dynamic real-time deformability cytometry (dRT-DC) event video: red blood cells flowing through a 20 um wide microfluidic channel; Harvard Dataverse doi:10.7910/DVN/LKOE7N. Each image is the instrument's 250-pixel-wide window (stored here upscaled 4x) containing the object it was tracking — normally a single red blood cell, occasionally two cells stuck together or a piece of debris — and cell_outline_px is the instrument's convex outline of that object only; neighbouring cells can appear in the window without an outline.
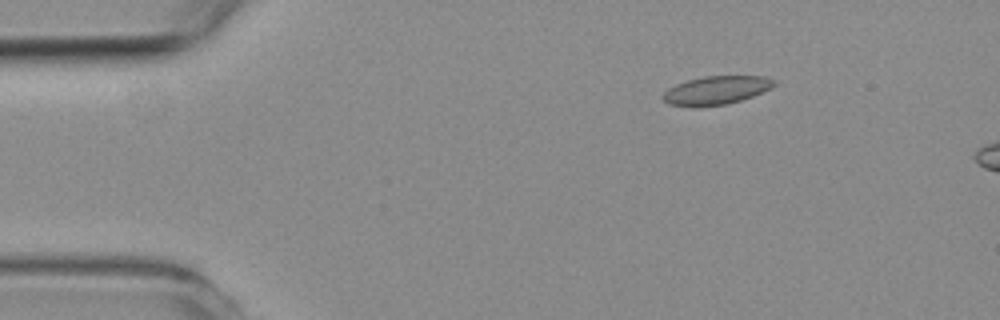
{"species": "common noctule bat (a hibernating species)", "species_latin": "Nyctalus noctula", "temperature_condition": "room temperature", "stored_images_in_passage": 3, "camera_frame_rate_fps": 3000, "um_per_image_px": 0.085, "animal": {"sex": "female", "body_mass_g": 19.3, "forearm_length_mm": 54.1}, "frame": {"image": 1, "passage_image": 2, "time_ms": 1.667, "image_size_px": [1000, 320], "cell_outline_px": [[776, 84], [752, 96], [740, 100], [724, 104], [700, 108], [696, 108], [668, 104], [660, 96], [668, 88], [676, 84], [688, 80], [704, 76], [764, 76], [776, 80]], "centroid_in_image_um": [60.81, 7.68], "position_along_channel_um": 24.2, "area_um2": 18.5}}